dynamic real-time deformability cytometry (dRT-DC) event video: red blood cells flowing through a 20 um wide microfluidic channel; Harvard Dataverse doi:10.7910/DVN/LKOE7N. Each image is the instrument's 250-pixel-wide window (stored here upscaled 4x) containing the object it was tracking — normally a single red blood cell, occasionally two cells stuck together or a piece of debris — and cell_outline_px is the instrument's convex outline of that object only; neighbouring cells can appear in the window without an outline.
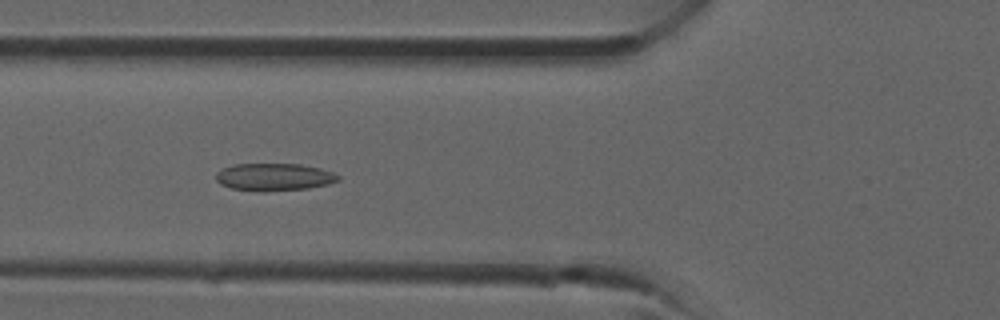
{"species": "common noctule bat (a hibernating species)", "species_latin": "Nyctalus noctula", "temperature_condition": "room temperature", "stored_images_in_passage": 30, "camera_frame_rate_fps": 3000, "um_per_image_px": 0.085, "animal": {"sex": "male", "forearm_length_mm": 52.5}, "frame": {"image": 1, "passage_image": 14, "time_ms": 4.333, "image_size_px": [1000, 320], "cell_outline_px": [[340, 180], [328, 184], [308, 188], [264, 192], [260, 192], [232, 188], [220, 184], [216, 180], [216, 172], [232, 164], [300, 164], [320, 168], [332, 172], [340, 176]], "centroid_in_image_um": [23.29, 15.05], "position_along_channel_um": 102.5, "area_um2": 19.65}}
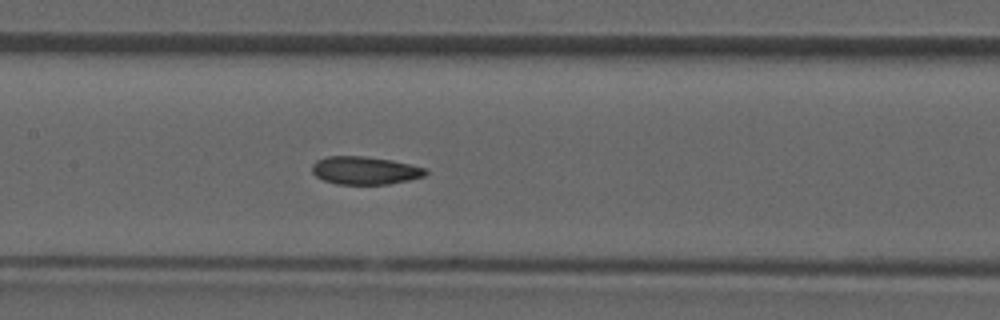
{"frame": {"image": 2, "passage_image": 18, "time_ms": 5.667, "image_size_px": [1000, 320], "cell_outline_px": [[428, 172], [424, 176], [408, 180], [388, 184], [336, 184], [324, 180], [316, 176], [312, 172], [312, 164], [316, 160], [328, 156], [364, 156], [392, 160], [412, 164], [428, 168]], "centroid_in_image_um": [31.04, 14.48], "position_along_channel_um": 176.4, "area_um2": 18.61}}
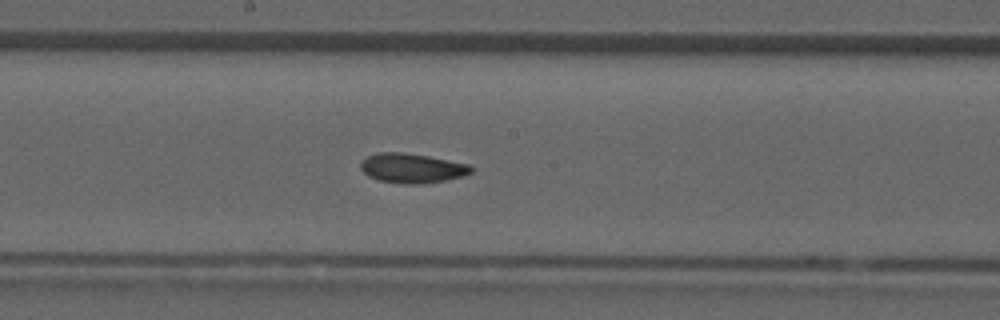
{"frame": {"image": 3, "passage_image": 20, "time_ms": 6.333, "image_size_px": [1000, 320], "cell_outline_px": [[472, 172], [464, 176], [444, 180], [416, 184], [408, 184], [380, 180], [368, 176], [360, 168], [360, 164], [368, 156], [376, 152], [404, 152], [428, 156], [468, 164], [472, 168]], "centroid_in_image_um": [35.01, 14.28], "position_along_channel_um": 213.2, "area_um2": 18.79}}